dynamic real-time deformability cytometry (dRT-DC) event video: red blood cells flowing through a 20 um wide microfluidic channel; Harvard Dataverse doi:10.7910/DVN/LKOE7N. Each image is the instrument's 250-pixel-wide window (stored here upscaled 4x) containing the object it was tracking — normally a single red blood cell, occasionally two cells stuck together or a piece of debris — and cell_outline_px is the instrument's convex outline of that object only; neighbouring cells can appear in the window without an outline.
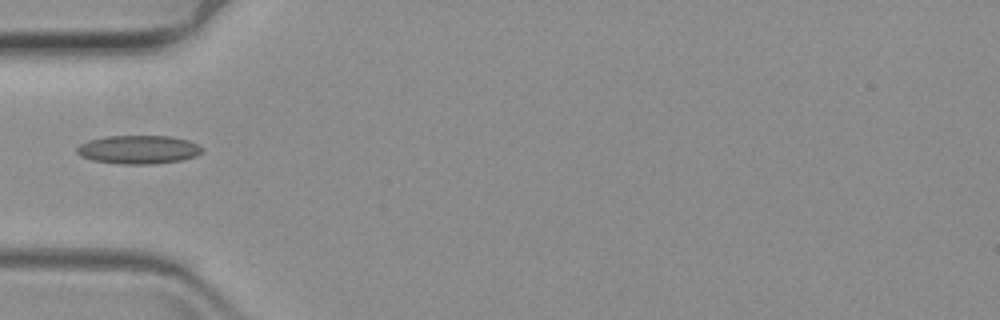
{"species": "common noctule bat (a hibernating species)", "species_latin": "Nyctalus noctula", "temperature_condition": "warm", "stored_images_in_passage": 18, "camera_frame_rate_fps": 3000, "um_per_image_px": 0.085, "animal": {"sex": "female", "body_mass_g": 19.3, "forearm_length_mm": 54.1}, "frame": {"image": 1, "passage_image": 1, "time_ms": 0.0, "image_size_px": [1000, 320], "cell_outline_px": [[204, 148], [196, 156], [180, 160], [152, 164], [120, 164], [92, 160], [80, 156], [76, 152], [76, 148], [80, 144], [88, 140], [104, 136], [168, 136], [188, 140]], "centroid_in_image_um": [11.72, 12.71], "position_along_channel_um": 73.3, "area_um2": 20.81}}
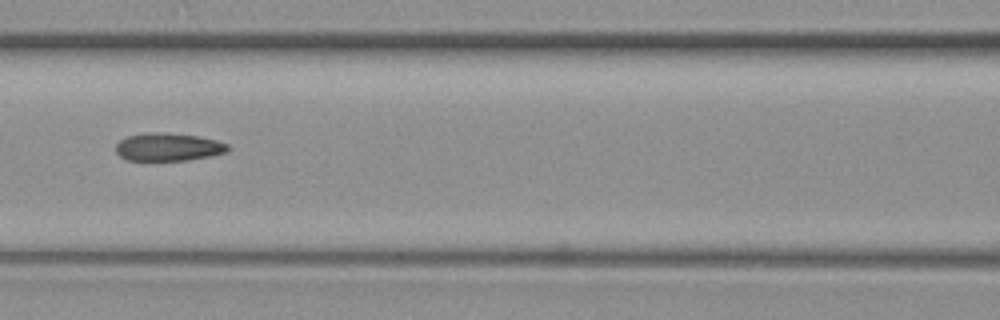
{"frame": {"image": 2, "passage_image": 8, "time_ms": 2.333, "image_size_px": [1000, 320], "cell_outline_px": [[232, 148], [224, 152], [212, 156], [188, 160], [124, 160], [116, 152], [116, 144], [120, 140], [128, 136], [148, 132], [156, 132], [196, 136], [216, 140], [228, 144]], "centroid_in_image_um": [14.3, 12.5], "position_along_channel_um": 152.3, "area_um2": 18.15}}